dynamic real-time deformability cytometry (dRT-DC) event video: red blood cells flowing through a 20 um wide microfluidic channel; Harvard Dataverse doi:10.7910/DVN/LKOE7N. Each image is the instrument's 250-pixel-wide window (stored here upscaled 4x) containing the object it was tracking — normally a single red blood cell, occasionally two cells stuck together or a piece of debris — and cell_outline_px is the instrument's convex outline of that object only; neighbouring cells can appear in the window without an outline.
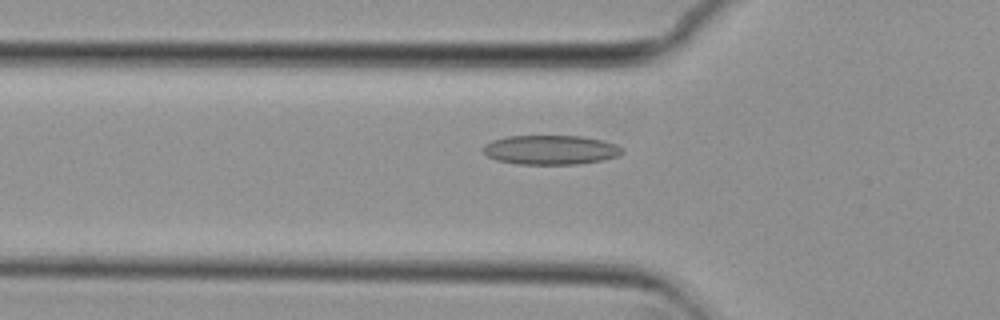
{"species": "common noctule bat (a hibernating species)", "species_latin": "Nyctalus noctula", "temperature_condition": "cold", "stored_images_in_passage": 38, "camera_frame_rate_fps": 3000, "um_per_image_px": 0.085, "animal": {"sex": "female", "body_mass_g": 29.2, "forearm_length_mm": 56.3}, "frame": {"image": 1, "passage_image": 2, "time_ms": 0.333, "image_size_px": [1000, 320], "cell_outline_px": [[624, 152], [620, 156], [604, 160], [576, 164], [516, 164], [496, 160], [488, 156], [484, 152], [484, 144], [492, 140], [508, 136], [580, 136], [604, 140], [616, 144], [624, 148]], "centroid_in_image_um": [46.85, 12.74], "position_along_channel_um": 78.9, "area_um2": 23.99}}
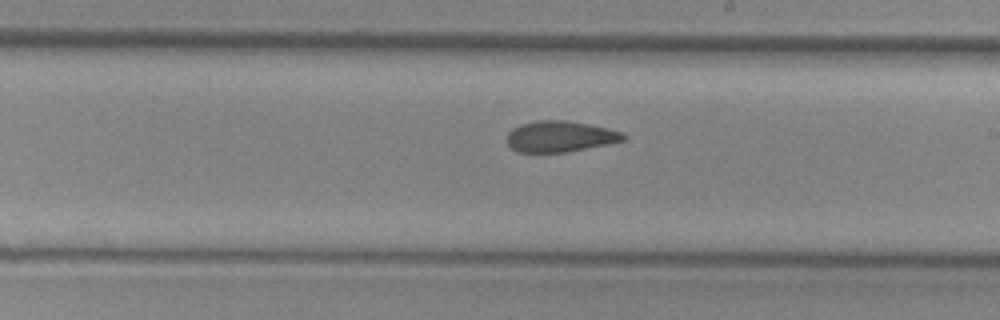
{"frame": {"image": 2, "passage_image": 15, "time_ms": 4.667, "image_size_px": [1000, 320], "cell_outline_px": [[628, 136], [624, 140], [608, 144], [568, 152], [516, 152], [508, 144], [508, 132], [512, 128], [520, 124], [540, 120], [568, 120], [608, 128], [620, 132]], "centroid_in_image_um": [47.61, 11.6], "position_along_channel_um": 241.4, "area_um2": 21.04}}
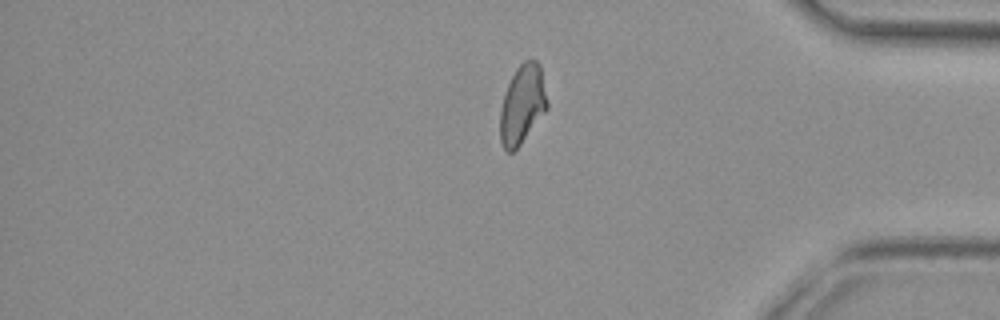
{"frame": {"image": 3, "passage_image": 29, "time_ms": 9.333, "image_size_px": [1000, 320], "cell_outline_px": [[548, 108], [520, 144], [512, 152], [508, 152], [504, 148], [500, 140], [500, 108], [504, 92], [516, 68], [524, 60], [536, 60], [540, 64], [548, 104]], "centroid_in_image_um": [44.39, 8.86], "position_along_channel_um": 390.8, "area_um2": 21.56}}